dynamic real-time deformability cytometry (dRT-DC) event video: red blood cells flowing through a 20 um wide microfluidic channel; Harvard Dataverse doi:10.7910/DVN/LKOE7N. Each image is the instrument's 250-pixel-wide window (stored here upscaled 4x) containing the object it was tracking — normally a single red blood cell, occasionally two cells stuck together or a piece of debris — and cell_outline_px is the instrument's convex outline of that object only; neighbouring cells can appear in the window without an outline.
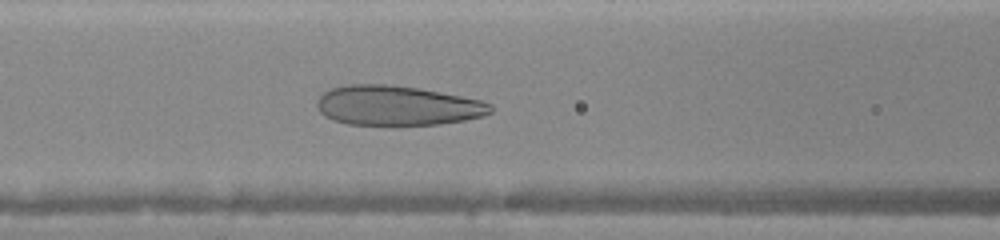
{"species": "human", "species_latin": "Homo sapiens", "temperature_condition": "warm", "stored_images_in_passage": 43, "camera_frame_rate_fps": 3000, "um_per_image_px": 0.085, "donor": {"sex": "female"}, "frame": {"image": 1, "passage_image": 17, "time_ms": 5.333, "image_size_px": [1000, 240], "cell_outline_px": [[492, 112], [484, 116], [464, 120], [440, 124], [392, 128], [348, 124], [332, 120], [324, 116], [316, 108], [316, 100], [324, 92], [332, 88], [348, 84], [384, 84], [420, 88], [480, 100], [492, 104]], "centroid_in_image_um": [33.73, 9.02], "position_along_channel_um": 132.9, "area_um2": 41.44}}
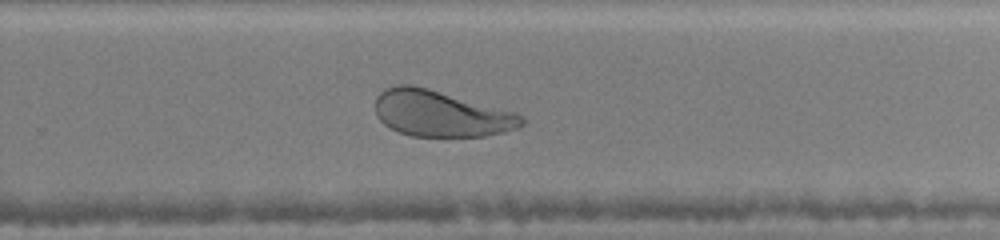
{"frame": {"image": 2, "passage_image": 28, "time_ms": 9.0, "image_size_px": [1000, 240], "cell_outline_px": [[524, 124], [516, 128], [504, 132], [484, 136], [412, 136], [400, 132], [384, 124], [376, 116], [376, 96], [384, 88], [400, 84], [412, 84], [428, 88], [516, 112], [524, 116]], "centroid_in_image_um": [37.47, 9.64], "position_along_channel_um": 292.3, "area_um2": 39.36}}
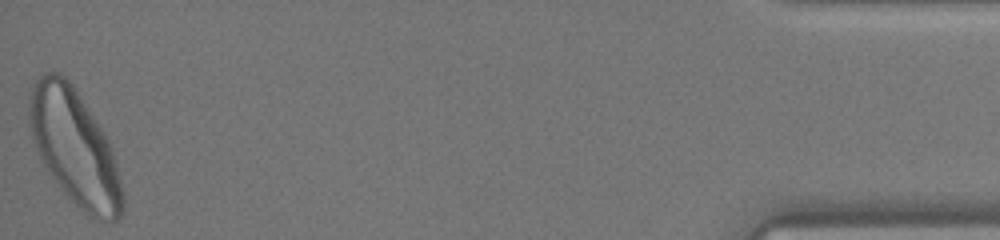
{"frame": {"image": 3, "passage_image": 43, "time_ms": 14.0, "image_size_px": [1000, 240], "cell_outline_px": [[124, 212], [112, 224], [100, 220], [84, 212], [60, 188], [40, 160], [32, 136], [28, 120], [28, 92], [32, 84], [44, 72], [60, 72], [72, 84], [108, 140], [112, 148], [124, 196]], "centroid_in_image_um": [6.32, 12.54], "position_along_channel_um": 428.9, "area_um2": 62.6}}